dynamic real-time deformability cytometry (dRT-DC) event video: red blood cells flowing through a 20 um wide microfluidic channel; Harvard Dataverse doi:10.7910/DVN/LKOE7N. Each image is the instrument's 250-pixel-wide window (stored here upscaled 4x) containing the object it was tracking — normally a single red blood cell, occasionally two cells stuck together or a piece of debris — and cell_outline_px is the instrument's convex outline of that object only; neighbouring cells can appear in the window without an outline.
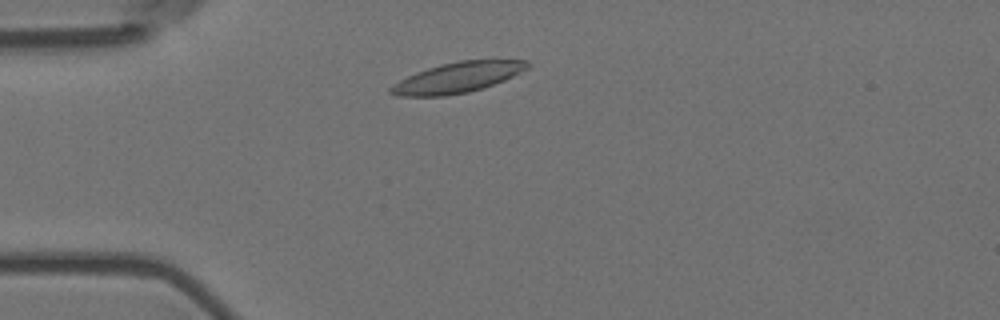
{"species": "Egyptian fruit bat (a non-hibernating species)", "species_latin": "Rousettus aegyptiacus", "temperature_condition": "room temperature", "stored_images_in_passage": 3, "camera_frame_rate_fps": 3000, "um_per_image_px": 0.085, "animal": {"sex": "female"}, "frame": {"image": 1, "passage_image": 1, "time_ms": 0.0, "image_size_px": [1000, 320], "cell_outline_px": [[532, 64], [528, 68], [504, 80], [468, 92], [444, 96], [396, 96], [388, 92], [388, 88], [400, 80], [416, 72], [440, 64], [460, 60], [528, 60]], "centroid_in_image_um": [38.87, 6.58], "position_along_channel_um": 46.1, "area_um2": 24.04}}
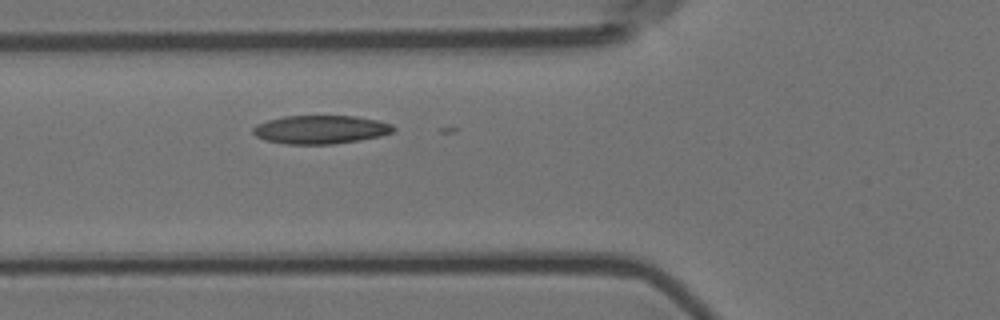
{"frame": {"image": 2, "passage_image": 3, "time_ms": 0.667, "image_size_px": [1000, 320], "cell_outline_px": [[396, 128], [392, 132], [380, 136], [360, 140], [332, 144], [288, 144], [264, 140], [256, 136], [252, 132], [252, 128], [256, 124], [268, 120], [284, 116], [356, 116], [380, 120], [392, 124]], "centroid_in_image_um": [27.26, 11.01], "position_along_channel_um": 98.5, "area_um2": 23.41}}